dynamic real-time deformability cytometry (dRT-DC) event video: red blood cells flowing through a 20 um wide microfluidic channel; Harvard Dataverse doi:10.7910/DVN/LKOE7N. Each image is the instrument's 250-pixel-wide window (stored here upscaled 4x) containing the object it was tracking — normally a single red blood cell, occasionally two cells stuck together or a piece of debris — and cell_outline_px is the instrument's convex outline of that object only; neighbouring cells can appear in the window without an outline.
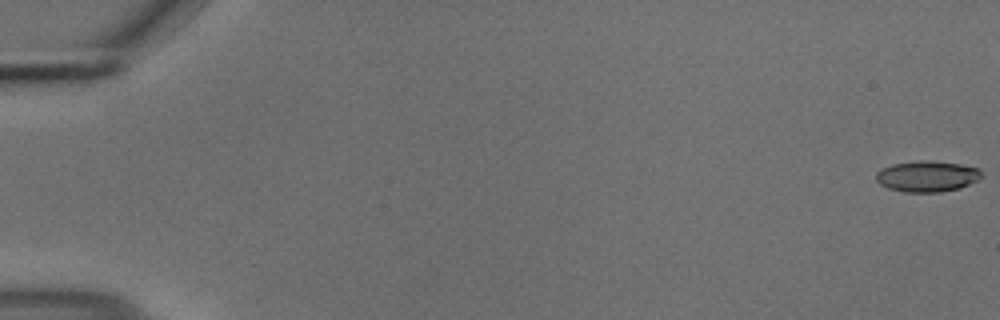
{"species": "common noctule bat (a hibernating species)", "species_latin": "Nyctalus noctula", "temperature_condition": "cold", "stored_images_in_passage": 56, "camera_frame_rate_fps": 3000, "um_per_image_px": 0.085, "animal": {"sex": "male", "body_mass_g": 18.8}, "frame": {"image": 1, "passage_image": 1, "time_ms": 0.0, "image_size_px": [1000, 320], "cell_outline_px": [[980, 176], [976, 180], [960, 188], [940, 192], [904, 192], [888, 188], [880, 184], [876, 180], [876, 172], [880, 168], [892, 164], [920, 160], [932, 160], [960, 164], [980, 168]], "centroid_in_image_um": [78.76, 14.97], "position_along_channel_um": 6.2, "area_um2": 19.07}}
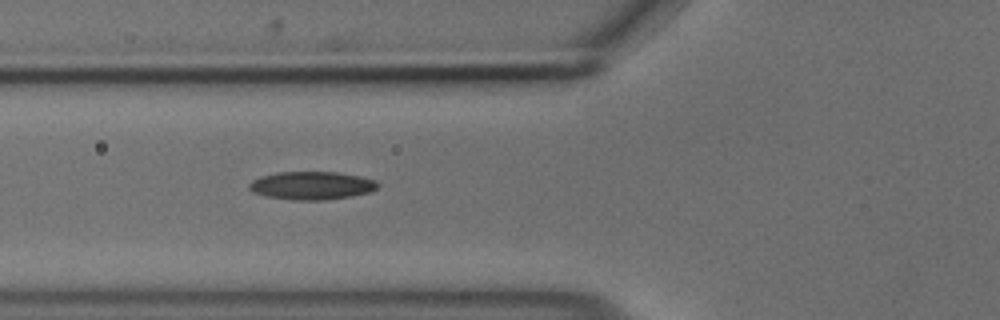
{"frame": {"image": 2, "passage_image": 22, "time_ms": 7.0, "image_size_px": [1000, 320], "cell_outline_px": [[380, 184], [372, 192], [352, 196], [324, 200], [292, 200], [268, 196], [252, 192], [248, 188], [248, 184], [252, 180], [260, 176], [276, 172], [336, 172], [360, 176], [376, 180]], "centroid_in_image_um": [26.5, 15.77], "position_along_channel_um": 99.3, "area_um2": 21.21}}
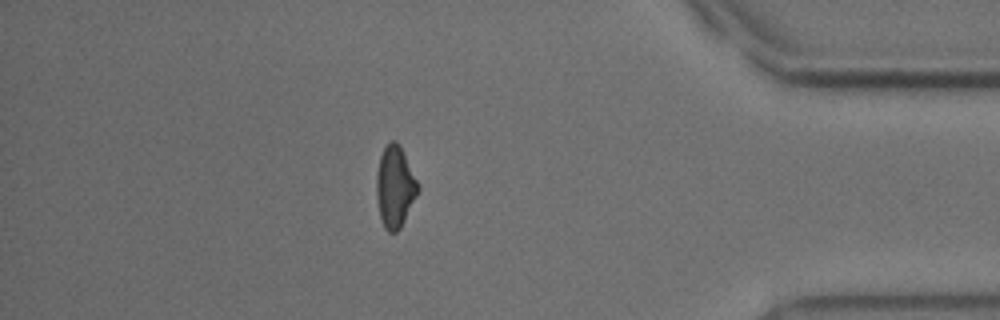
{"frame": {"image": 3, "passage_image": 49, "time_ms": 16.0, "image_size_px": [1000, 320], "cell_outline_px": [[420, 188], [400, 228], [396, 232], [388, 232], [384, 228], [380, 216], [376, 196], [376, 172], [380, 156], [384, 148], [392, 140], [396, 140], [400, 144]], "centroid_in_image_um": [33.55, 15.86], "position_along_channel_um": 401.6, "area_um2": 19.54}, "authors_computed_cell_mechanics": {"area_um2": 19.7098, "velocity_mm_per_s": 3.7098, "shape_relaxation_time_tau1_ms": 8.5497, "shape_relaxation_time_tau2_ms": 3.4765, "deformation_change_tau1": 0.1809, "deformation_change_tau2": 0.1004}}